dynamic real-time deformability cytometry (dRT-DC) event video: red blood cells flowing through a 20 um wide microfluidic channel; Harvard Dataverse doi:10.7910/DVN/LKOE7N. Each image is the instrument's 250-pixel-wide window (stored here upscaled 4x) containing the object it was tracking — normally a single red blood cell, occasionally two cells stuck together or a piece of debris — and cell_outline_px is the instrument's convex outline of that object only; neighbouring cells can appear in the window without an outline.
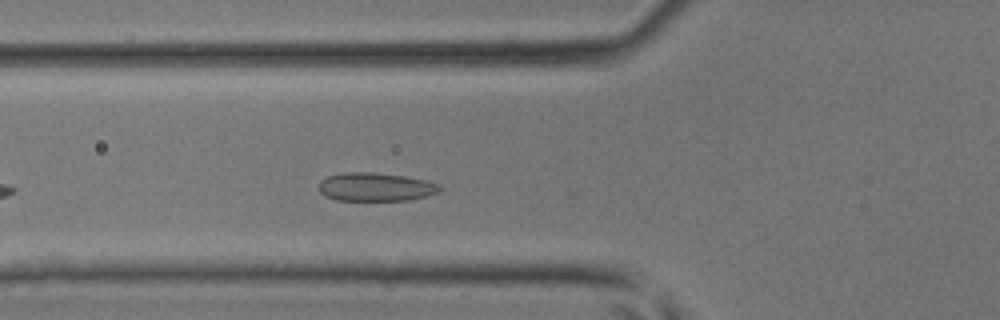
{"species": "common noctule bat (a hibernating species)", "species_latin": "Nyctalus noctula", "temperature_condition": "room temperature", "stored_images_in_passage": 11, "camera_frame_rate_fps": 3000, "um_per_image_px": 0.085, "animal": {"sex": "male", "body_mass_g": 17.9, "forearm_length_mm": 54.2}, "frame": {"image": 1, "passage_image": 6, "time_ms": 1.667, "image_size_px": [1000, 320], "cell_outline_px": [[444, 188], [440, 192], [428, 196], [408, 200], [336, 200], [324, 196], [320, 192], [320, 180], [328, 176], [344, 172], [372, 172], [404, 176], [424, 180], [440, 184]], "centroid_in_image_um": [31.96, 15.89], "position_along_channel_um": 93.8, "area_um2": 20.17}}
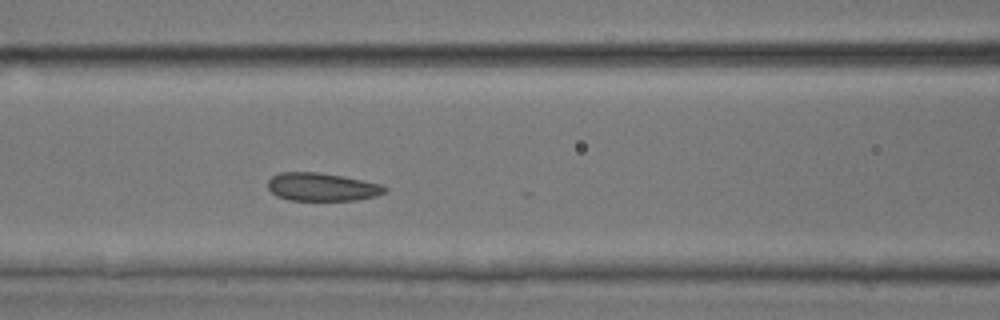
{"frame": {"image": 2, "passage_image": 9, "time_ms": 2.667, "image_size_px": [1000, 320], "cell_outline_px": [[388, 188], [384, 192], [376, 196], [356, 200], [288, 200], [276, 196], [268, 188], [268, 180], [272, 176], [280, 172], [316, 172], [344, 176], [380, 184]], "centroid_in_image_um": [27.34, 15.89], "position_along_channel_um": 139.3, "area_um2": 19.13}}